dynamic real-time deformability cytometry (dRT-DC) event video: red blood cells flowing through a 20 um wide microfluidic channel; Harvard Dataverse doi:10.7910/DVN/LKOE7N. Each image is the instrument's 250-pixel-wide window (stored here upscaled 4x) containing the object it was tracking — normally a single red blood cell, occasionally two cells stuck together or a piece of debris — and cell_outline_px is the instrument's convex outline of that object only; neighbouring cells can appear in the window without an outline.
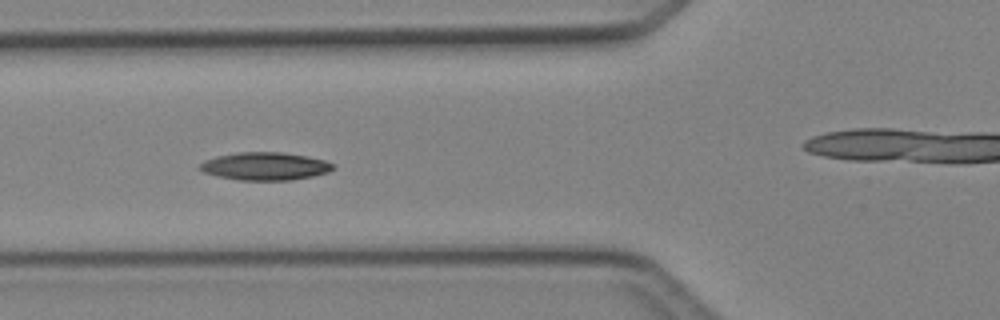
{"species": "Egyptian fruit bat (a non-hibernating species)", "species_latin": "Rousettus aegyptiacus", "temperature_condition": "cold", "stored_images_in_passage": 8, "camera_frame_rate_fps": 3000, "um_per_image_px": 0.085, "animal": {"sex": "female"}, "frame": {"image": 1, "passage_image": 6, "time_ms": 5.667, "image_size_px": [1000, 320], "cell_outline_px": [[336, 168], [328, 172], [312, 176], [292, 180], [240, 180], [220, 176], [204, 172], [200, 168], [200, 164], [204, 160], [216, 156], [236, 152], [284, 152], [308, 156], [324, 160], [336, 164]], "centroid_in_image_um": [22.58, 14.12], "position_along_channel_um": 103.2, "area_um2": 21.68}}